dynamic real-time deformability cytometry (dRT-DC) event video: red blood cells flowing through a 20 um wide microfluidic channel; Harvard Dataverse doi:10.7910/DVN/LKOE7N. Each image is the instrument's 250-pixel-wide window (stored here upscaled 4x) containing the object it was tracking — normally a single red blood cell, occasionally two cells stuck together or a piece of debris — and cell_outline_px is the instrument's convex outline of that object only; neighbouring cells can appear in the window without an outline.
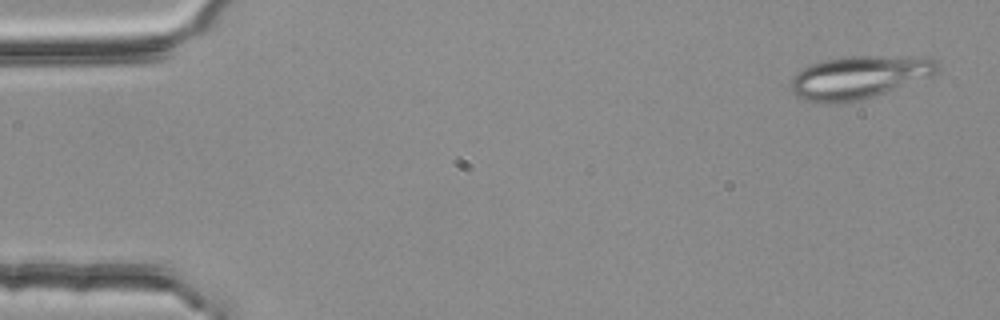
{"species": "common noctule bat (a hibernating species)", "species_latin": "Nyctalus noctula", "temperature_condition": "room temperature", "stored_images_in_passage": 4, "camera_frame_rate_fps": 3000, "um_per_image_px": 0.085, "animal": {"sex": "female", "body_mass_g": 25.1}, "frame": {"image": 1, "passage_image": 1, "time_ms": 0.0, "image_size_px": [1000, 320], "cell_outline_px": [[940, 72], [932, 76], [872, 96], [856, 100], [836, 104], [824, 104], [804, 100], [796, 96], [788, 88], [788, 84], [792, 76], [804, 68], [812, 64], [824, 60], [848, 56], [908, 56], [936, 60], [940, 64]], "centroid_in_image_um": [72.98, 6.57], "position_along_channel_um": 12.0, "area_um2": 36.76}}